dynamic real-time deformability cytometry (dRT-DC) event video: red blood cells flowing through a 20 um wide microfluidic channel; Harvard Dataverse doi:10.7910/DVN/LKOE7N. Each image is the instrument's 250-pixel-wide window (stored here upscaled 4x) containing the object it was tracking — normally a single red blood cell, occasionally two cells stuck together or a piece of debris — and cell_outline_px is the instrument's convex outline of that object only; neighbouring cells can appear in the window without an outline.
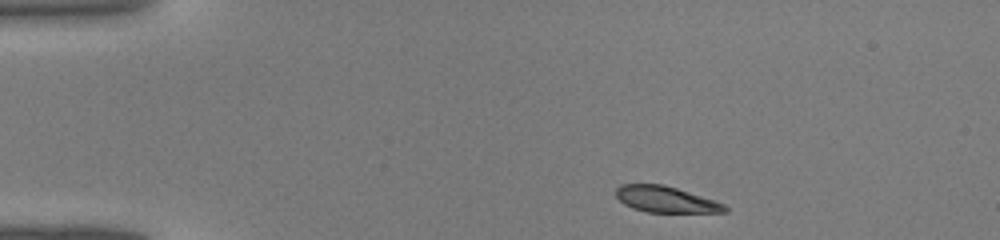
{"species": "common noctule bat (a hibernating species)", "species_latin": "Nyctalus noctula", "temperature_condition": "warm", "stored_images_in_passage": 37, "camera_frame_rate_fps": 3000, "um_per_image_px": 0.085, "animal": {"sex": "male", "body_mass_g": 19.0, "forearm_length_mm": 50.8}, "frame": {"image": 1, "passage_image": 1, "time_ms": 0.0, "image_size_px": [1000, 240], "cell_outline_px": [[728, 212], [648, 212], [632, 208], [624, 204], [616, 196], [616, 188], [620, 184], [664, 184], [716, 200], [724, 204], [728, 208]], "centroid_in_image_um": [56.6, 16.94], "position_along_channel_um": 28.4, "area_um2": 16.65}}
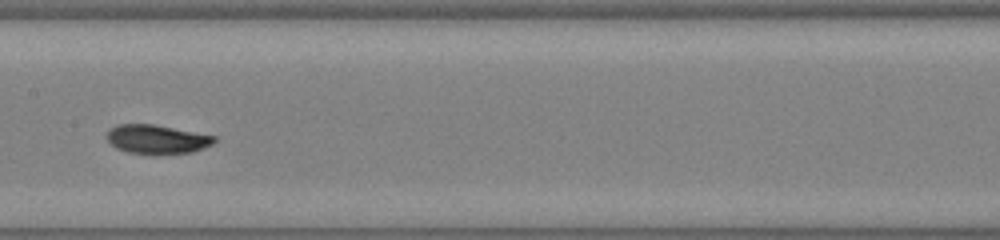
{"frame": {"image": 2, "passage_image": 16, "time_ms": 5.0, "image_size_px": [1000, 240], "cell_outline_px": [[216, 140], [212, 144], [204, 148], [192, 152], [128, 152], [116, 148], [108, 140], [108, 132], [116, 124], [152, 124], [216, 136]], "centroid_in_image_um": [13.35, 11.8], "position_along_channel_um": 194.0, "area_um2": 17.4}}
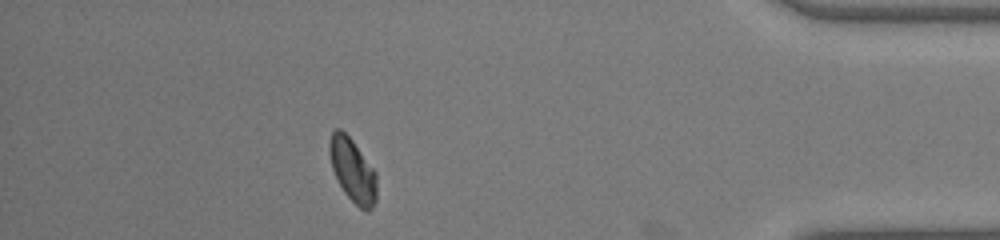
{"frame": {"image": 3, "passage_image": 32, "time_ms": 10.333, "image_size_px": [1000, 240], "cell_outline_px": [[376, 200], [372, 208], [368, 212], [364, 212], [344, 192], [332, 168], [328, 152], [328, 144], [332, 132], [336, 128], [340, 128], [352, 140], [376, 172]], "centroid_in_image_um": [29.97, 14.48], "position_along_channel_um": 405.2, "area_um2": 17.4}}